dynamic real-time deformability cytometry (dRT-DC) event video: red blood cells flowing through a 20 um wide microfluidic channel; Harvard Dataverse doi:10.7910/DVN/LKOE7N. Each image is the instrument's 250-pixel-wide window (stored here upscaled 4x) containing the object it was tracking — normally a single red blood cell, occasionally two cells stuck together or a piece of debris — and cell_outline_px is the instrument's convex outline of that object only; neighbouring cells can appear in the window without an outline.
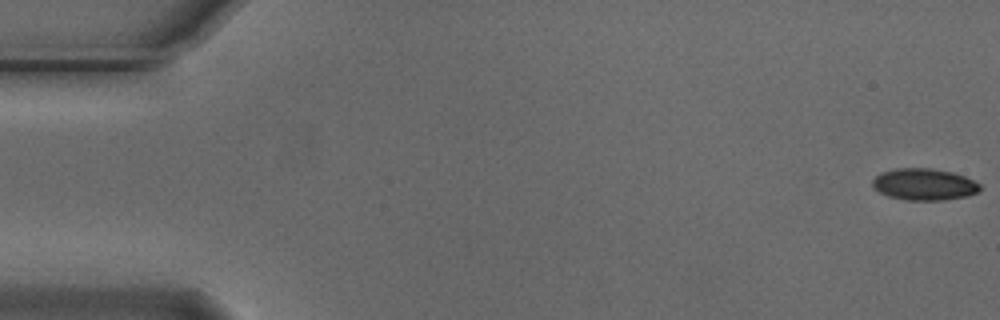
{"species": "Egyptian fruit bat (a non-hibernating species)", "species_latin": "Rousettus aegyptiacus", "temperature_condition": "cold", "stored_images_in_passage": 56, "camera_frame_rate_fps": 3000, "um_per_image_px": 0.085, "animal": {"sex": "male"}, "frame": {"image": 1, "passage_image": 1, "time_ms": 0.0, "image_size_px": [1000, 320], "cell_outline_px": [[980, 188], [976, 192], [968, 196], [944, 200], [904, 200], [888, 196], [872, 188], [872, 180], [880, 172], [896, 168], [932, 168], [952, 172], [964, 176], [980, 184]], "centroid_in_image_um": [78.51, 15.67], "position_along_channel_um": 6.5, "area_um2": 19.94}}
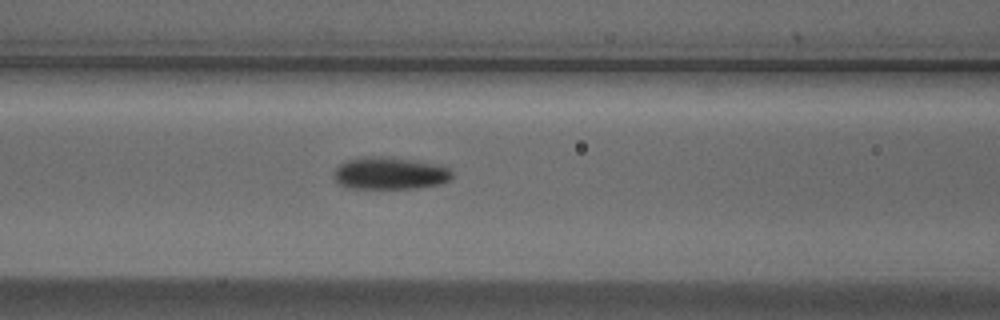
{"frame": {"image": 2, "passage_image": 23, "time_ms": 7.333, "image_size_px": [1000, 320], "cell_outline_px": [[452, 176], [448, 180], [440, 184], [416, 188], [348, 188], [340, 184], [332, 176], [332, 172], [340, 164], [348, 160], [360, 156], [384, 156], [416, 160], [444, 164], [452, 172]], "centroid_in_image_um": [33.14, 14.71], "position_along_channel_um": 133.5, "area_um2": 22.6}}
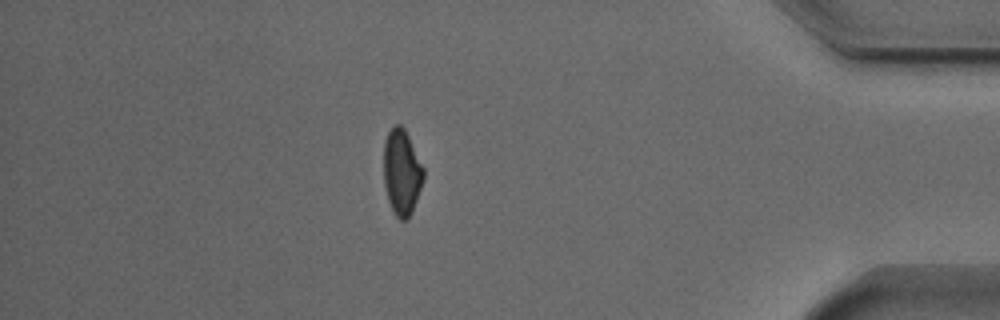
{"frame": {"image": 3, "passage_image": 48, "time_ms": 15.667, "image_size_px": [1000, 320], "cell_outline_px": [[424, 180], [412, 212], [408, 220], [400, 220], [392, 212], [388, 200], [384, 184], [384, 140], [388, 132], [396, 124], [400, 124], [404, 128], [424, 168]], "centroid_in_image_um": [34.15, 14.67], "position_along_channel_um": 401.1, "area_um2": 20.0}, "authors_computed_cell_mechanics": {"area_um2": 20.6635, "velocity_mm_per_s": 3.7318, "shape_relaxation_time_tau1_ms": 2.8068, "shape_relaxation_time_tau2_ms": 10.3454, "deformation_change_tau1": 0.1111, "deformation_change_tau2": 0.1406}}